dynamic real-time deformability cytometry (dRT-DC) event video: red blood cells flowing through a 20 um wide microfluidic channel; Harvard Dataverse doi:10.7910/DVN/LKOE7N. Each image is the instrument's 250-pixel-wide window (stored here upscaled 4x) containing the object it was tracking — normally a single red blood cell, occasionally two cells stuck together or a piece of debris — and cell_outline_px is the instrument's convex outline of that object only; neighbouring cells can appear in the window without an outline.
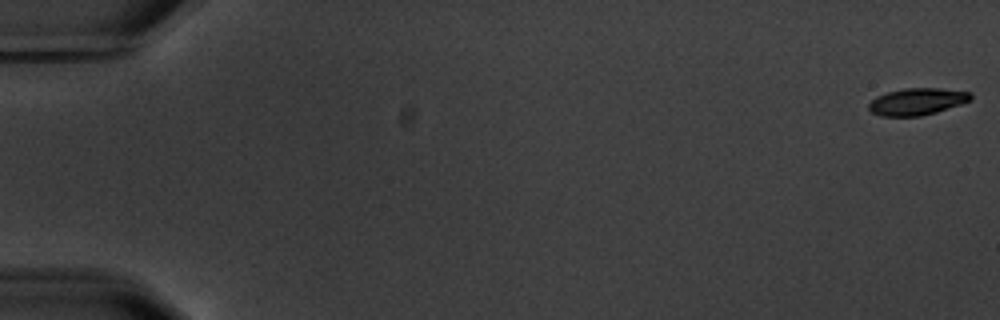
{"species": "common noctule bat (a hibernating species)", "species_latin": "Nyctalus noctula", "temperature_condition": "warm", "stored_images_in_passage": 7, "camera_frame_rate_fps": 3000, "um_per_image_px": 0.085, "animal": {"sex": "male", "body_mass_g": 20.1, "forearm_length_mm": 53.5}, "frame": {"image": 1, "passage_image": 1, "time_ms": 0.0, "image_size_px": [1000, 320], "cell_outline_px": [[972, 100], [936, 112], [920, 116], [880, 116], [872, 112], [868, 108], [868, 104], [876, 96], [888, 92], [904, 88], [940, 88], [972, 92]], "centroid_in_image_um": [77.96, 8.63], "position_along_channel_um": 7.0, "area_um2": 16.01}}
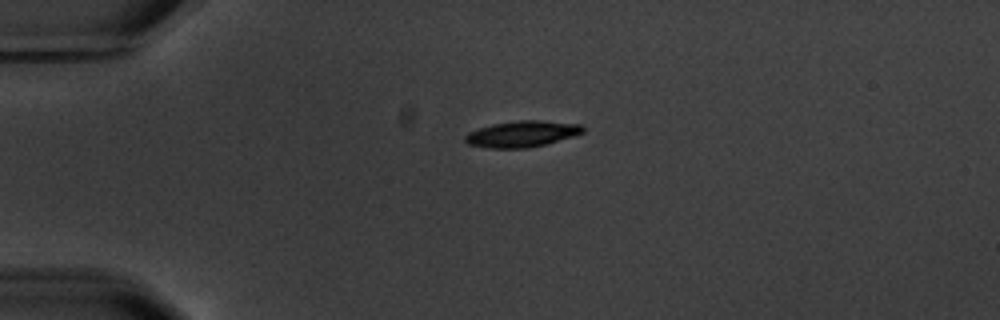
{"frame": {"image": 2, "passage_image": 5, "time_ms": 4.667, "image_size_px": [1000, 320], "cell_outline_px": [[584, 132], [572, 136], [544, 144], [528, 148], [488, 148], [468, 144], [464, 140], [464, 136], [468, 132], [492, 124], [520, 120], [540, 120], [580, 124], [584, 128]], "centroid_in_image_um": [44.34, 11.38], "position_along_channel_um": 40.7, "area_um2": 17.8}}
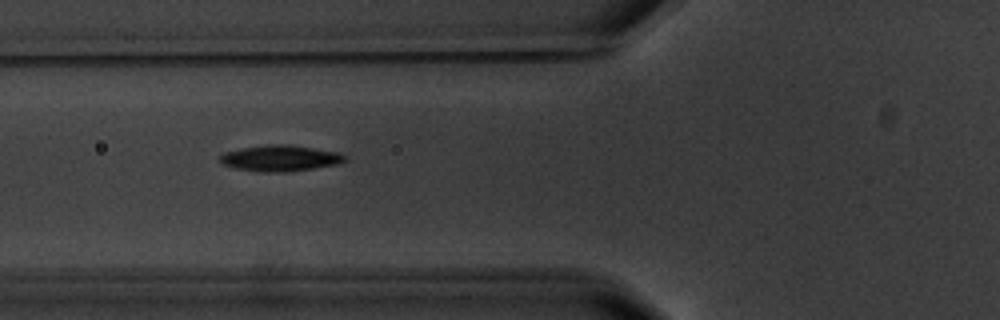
{"frame": {"image": 3, "passage_image": 7, "time_ms": 7.333, "image_size_px": [1000, 320], "cell_outline_px": [[348, 160], [336, 164], [288, 172], [264, 172], [236, 168], [224, 164], [220, 160], [220, 156], [224, 152], [264, 144], [288, 144], [340, 152], [348, 156]], "centroid_in_image_um": [23.87, 13.43], "position_along_channel_um": 101.9, "area_um2": 18.9}}